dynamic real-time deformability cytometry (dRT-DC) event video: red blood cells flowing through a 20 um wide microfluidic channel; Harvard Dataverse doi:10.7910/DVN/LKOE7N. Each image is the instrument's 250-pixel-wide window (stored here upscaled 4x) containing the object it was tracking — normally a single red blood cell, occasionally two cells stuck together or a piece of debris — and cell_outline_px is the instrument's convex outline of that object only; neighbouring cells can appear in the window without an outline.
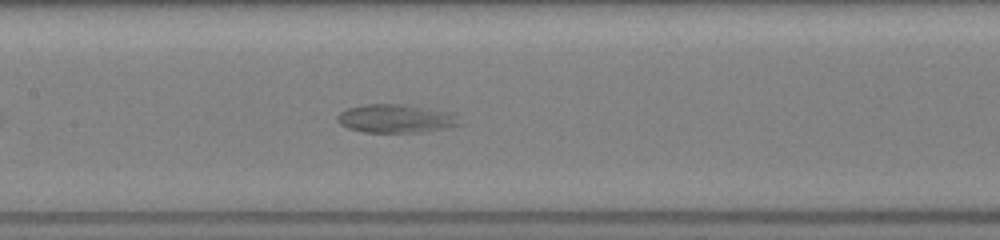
{"species": "common noctule bat (a hibernating species)", "species_latin": "Nyctalus noctula", "temperature_condition": "room temperature", "stored_images_in_passage": 27, "camera_frame_rate_fps": 3000, "um_per_image_px": 0.085, "animal": {"sex": "female", "body_mass_g": 19.5, "forearm_length_mm": 54.1}, "frame": {"image": 1, "passage_image": 12, "time_ms": 3.667, "image_size_px": [1000, 240], "cell_outline_px": [[460, 124], [424, 132], [364, 132], [348, 128], [340, 124], [336, 120], [340, 112], [348, 108], [364, 104], [396, 104], [444, 112]], "centroid_in_image_um": [33.45, 10.09], "position_along_channel_um": 174.0, "area_um2": 19.25}}
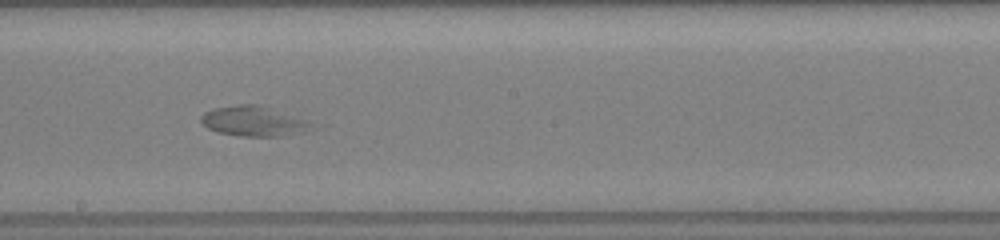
{"frame": {"image": 2, "passage_image": 16, "time_ms": 5.0, "image_size_px": [1000, 240], "cell_outline_px": [[308, 124], [300, 132], [280, 136], [240, 136], [216, 132], [208, 128], [200, 120], [200, 116], [204, 112], [216, 108], [240, 104], [260, 104], [304, 120]], "centroid_in_image_um": [21.39, 10.29], "position_along_channel_um": 226.8, "area_um2": 18.61}}